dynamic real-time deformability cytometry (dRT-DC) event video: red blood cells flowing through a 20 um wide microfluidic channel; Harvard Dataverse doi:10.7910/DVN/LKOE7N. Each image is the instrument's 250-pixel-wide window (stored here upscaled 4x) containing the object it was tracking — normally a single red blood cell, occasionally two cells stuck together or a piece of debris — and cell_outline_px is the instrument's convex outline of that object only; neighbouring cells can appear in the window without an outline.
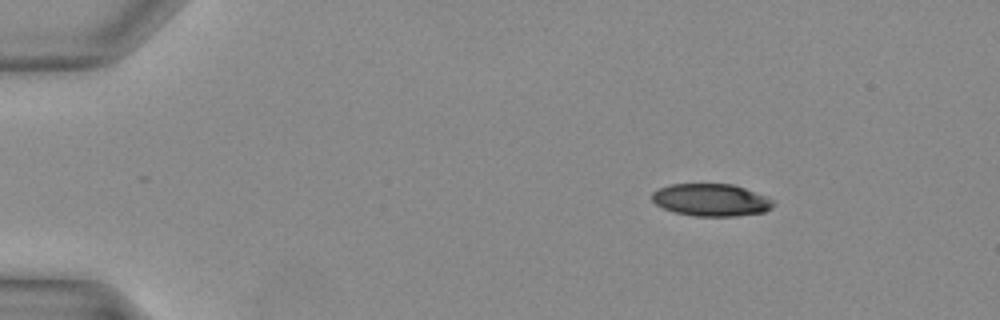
{"species": "Egyptian fruit bat (a non-hibernating species)", "species_latin": "Rousettus aegyptiacus", "temperature_condition": "warm", "stored_images_in_passage": 34, "camera_frame_rate_fps": 3000, "um_per_image_px": 0.085, "animal": {"sex": "female"}, "frame": {"image": 1, "passage_image": 1, "time_ms": 0.0, "image_size_px": [1000, 320], "cell_outline_px": [[776, 204], [772, 208], [764, 212], [736, 216], [696, 216], [676, 212], [664, 208], [656, 204], [652, 200], [652, 192], [660, 188], [672, 184], [732, 184], [744, 188], [764, 196], [772, 200]], "centroid_in_image_um": [60.45, 17.0], "position_along_channel_um": 24.5, "area_um2": 22.66}}
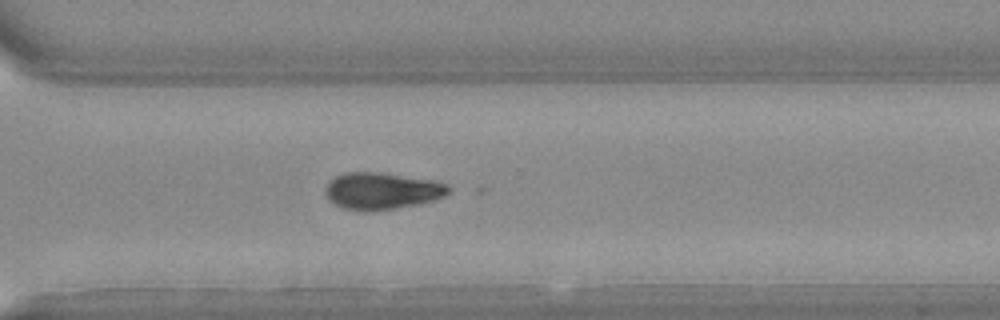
{"frame": {"image": 2, "passage_image": 24, "time_ms": 7.667, "image_size_px": [1000, 320], "cell_outline_px": [[452, 188], [444, 196], [432, 200], [416, 204], [376, 212], [368, 212], [340, 208], [328, 200], [324, 192], [324, 188], [336, 176], [348, 172], [380, 172], [428, 180], [448, 184]], "centroid_in_image_um": [32.4, 16.25], "position_along_channel_um": 338.2, "area_um2": 26.47}}
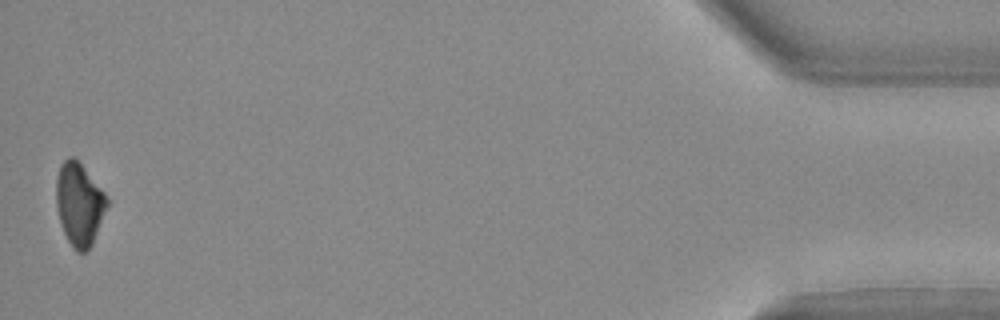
{"frame": {"image": 3, "passage_image": 34, "time_ms": 11.0, "image_size_px": [1000, 320], "cell_outline_px": [[108, 204], [92, 244], [88, 252], [76, 252], [72, 248], [60, 224], [56, 204], [56, 180], [60, 164], [68, 156], [72, 156], [80, 164], [104, 192], [108, 200]], "centroid_in_image_um": [6.71, 17.38], "position_along_channel_um": 428.5, "area_um2": 24.28}}